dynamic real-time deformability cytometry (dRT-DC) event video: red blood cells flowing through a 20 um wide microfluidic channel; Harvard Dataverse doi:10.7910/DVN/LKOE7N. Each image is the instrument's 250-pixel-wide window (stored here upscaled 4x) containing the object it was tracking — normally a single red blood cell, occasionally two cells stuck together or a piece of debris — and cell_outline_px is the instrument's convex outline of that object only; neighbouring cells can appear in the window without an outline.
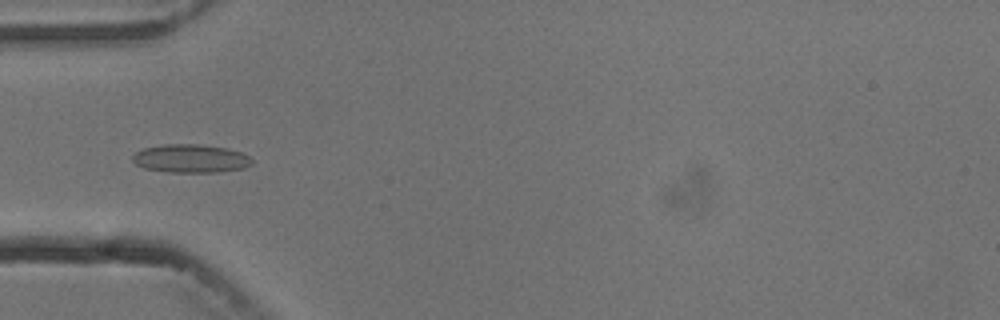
{"species": "common noctule bat (a hibernating species)", "species_latin": "Nyctalus noctula", "temperature_condition": "cold", "stored_images_in_passage": 7, "camera_frame_rate_fps": 3000, "um_per_image_px": 0.085, "animal": {"sex": "male", "body_mass_g": 13.3}, "frame": {"image": 1, "passage_image": 6, "time_ms": 5.667, "image_size_px": [1000, 320], "cell_outline_px": [[252, 164], [244, 168], [216, 172], [168, 172], [144, 168], [136, 164], [132, 160], [132, 156], [136, 152], [144, 148], [164, 144], [196, 144], [228, 148], [240, 152], [248, 156], [252, 160]], "centroid_in_image_um": [16.2, 13.47], "position_along_channel_um": 68.8, "area_um2": 19.65}}
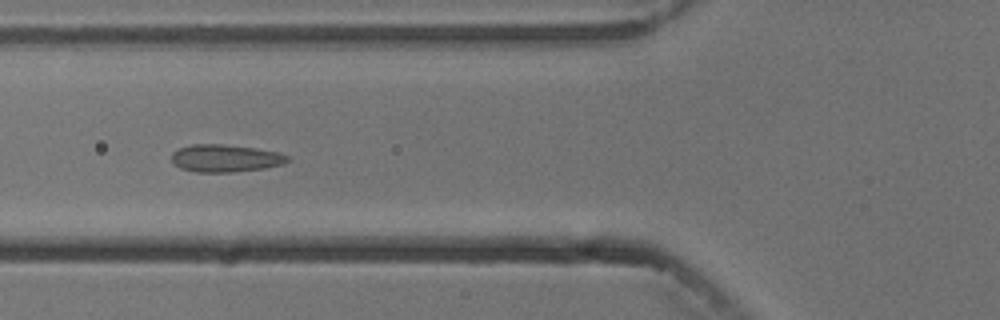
{"frame": {"image": 2, "passage_image": 7, "time_ms": 6.667, "image_size_px": [1000, 320], "cell_outline_px": [[292, 160], [284, 164], [264, 168], [232, 172], [196, 172], [180, 168], [172, 164], [172, 152], [180, 148], [192, 144], [224, 144], [256, 148], [280, 152], [288, 156]], "centroid_in_image_um": [19.18, 13.45], "position_along_channel_um": 106.6, "area_um2": 18.79}}